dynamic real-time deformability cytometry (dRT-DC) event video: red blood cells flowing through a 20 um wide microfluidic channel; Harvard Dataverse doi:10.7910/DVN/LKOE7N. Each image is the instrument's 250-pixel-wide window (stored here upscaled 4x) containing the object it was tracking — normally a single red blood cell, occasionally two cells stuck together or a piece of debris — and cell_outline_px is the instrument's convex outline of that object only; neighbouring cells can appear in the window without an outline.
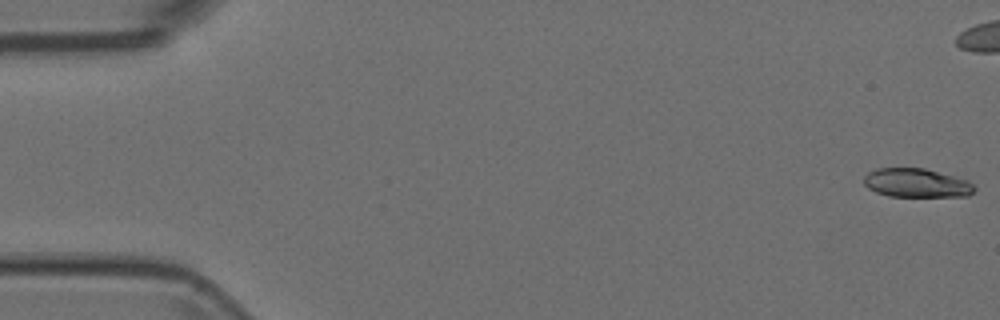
{"species": "Egyptian fruit bat (a non-hibernating species)", "species_latin": "Rousettus aegyptiacus", "temperature_condition": "room temperature", "stored_images_in_passage": 54, "camera_frame_rate_fps": 3000, "um_per_image_px": 0.085, "animal": {"sex": "female"}, "frame": {"image": 1, "passage_image": 1, "time_ms": 0.0, "image_size_px": [1000, 320], "cell_outline_px": [[976, 188], [968, 196], [888, 196], [876, 192], [868, 188], [864, 184], [864, 176], [868, 172], [876, 168], [924, 168], [968, 180]], "centroid_in_image_um": [77.88, 15.55], "position_along_channel_um": 7.1, "area_um2": 18.5}}
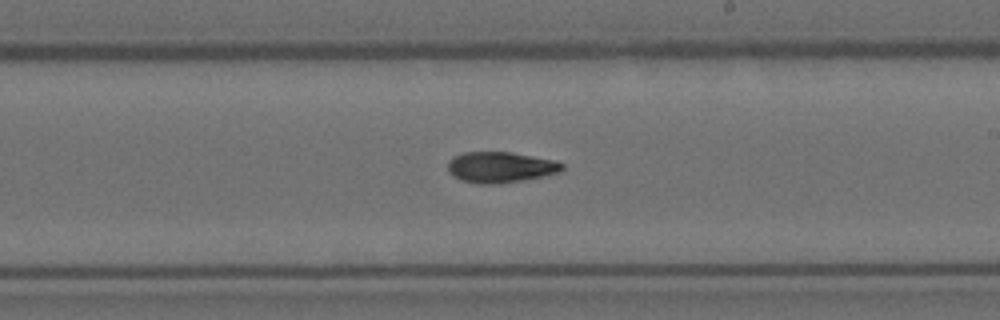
{"frame": {"image": 2, "passage_image": 31, "time_ms": 10.0, "image_size_px": [1000, 320], "cell_outline_px": [[564, 168], [560, 172], [524, 180], [496, 184], [476, 184], [460, 180], [452, 176], [448, 172], [448, 160], [452, 156], [464, 152], [508, 152], [556, 160], [564, 164]], "centroid_in_image_um": [42.5, 14.22], "position_along_channel_um": 246.5, "area_um2": 20.75}}
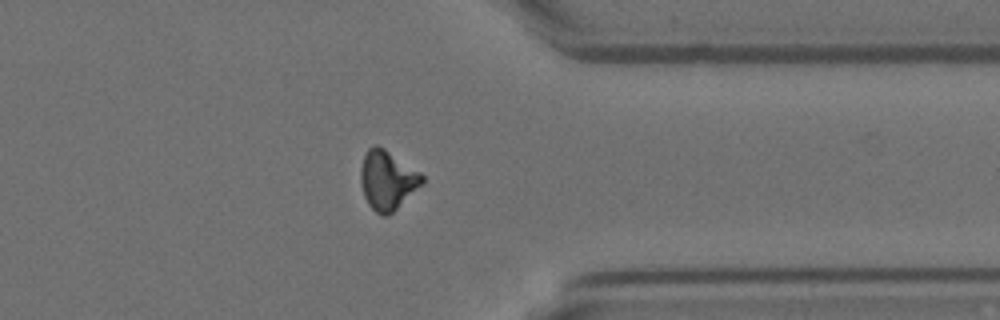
{"frame": {"image": 3, "passage_image": 42, "time_ms": 13.667, "image_size_px": [1000, 320], "cell_outline_px": [[424, 184], [388, 216], [380, 216], [368, 204], [364, 196], [360, 180], [360, 168], [364, 156], [368, 148], [372, 144], [376, 144], [384, 148], [420, 172], [424, 176]], "centroid_in_image_um": [32.93, 15.31], "position_along_channel_um": 378.5, "area_um2": 21.39}}